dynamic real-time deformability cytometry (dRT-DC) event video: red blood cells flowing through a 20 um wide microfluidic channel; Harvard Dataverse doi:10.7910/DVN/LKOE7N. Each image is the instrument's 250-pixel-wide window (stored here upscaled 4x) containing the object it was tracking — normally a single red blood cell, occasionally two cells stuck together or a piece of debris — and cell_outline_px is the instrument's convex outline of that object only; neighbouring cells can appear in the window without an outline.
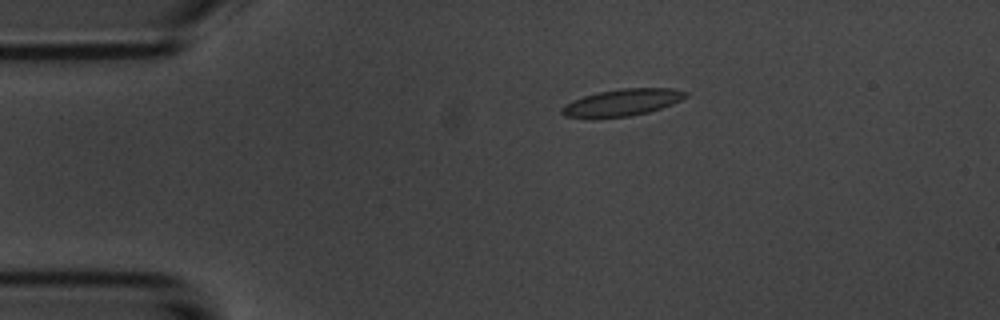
{"species": "common noctule bat (a hibernating species)", "species_latin": "Nyctalus noctula", "temperature_condition": "room temperature", "stored_images_in_passage": 5, "camera_frame_rate_fps": 3000, "um_per_image_px": 0.085, "animal": {"sex": "male", "body_mass_g": 20.1, "forearm_length_mm": 53.5}, "frame": {"image": 1, "passage_image": 3, "time_ms": 3.0, "image_size_px": [1000, 320], "cell_outline_px": [[688, 96], [672, 104], [648, 112], [628, 116], [592, 120], [564, 116], [560, 112], [560, 108], [564, 104], [572, 100], [584, 96], [600, 92], [620, 88], [672, 88], [688, 92]], "centroid_in_image_um": [52.81, 8.74], "position_along_channel_um": 32.2, "area_um2": 19.83}}
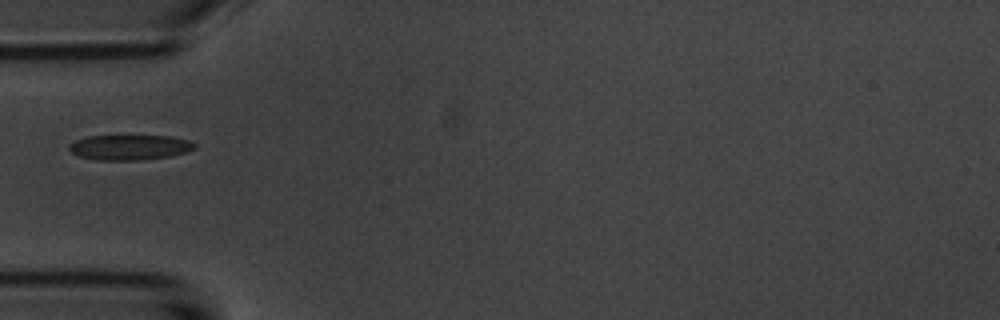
{"frame": {"image": 2, "passage_image": 5, "time_ms": 5.333, "image_size_px": [1000, 320], "cell_outline_px": [[196, 148], [184, 152], [168, 156], [144, 160], [96, 160], [80, 156], [72, 152], [68, 148], [68, 144], [76, 140], [88, 136], [172, 136], [188, 140], [196, 144]], "centroid_in_image_um": [11.01, 12.52], "position_along_channel_um": 74.0, "area_um2": 18.32}}